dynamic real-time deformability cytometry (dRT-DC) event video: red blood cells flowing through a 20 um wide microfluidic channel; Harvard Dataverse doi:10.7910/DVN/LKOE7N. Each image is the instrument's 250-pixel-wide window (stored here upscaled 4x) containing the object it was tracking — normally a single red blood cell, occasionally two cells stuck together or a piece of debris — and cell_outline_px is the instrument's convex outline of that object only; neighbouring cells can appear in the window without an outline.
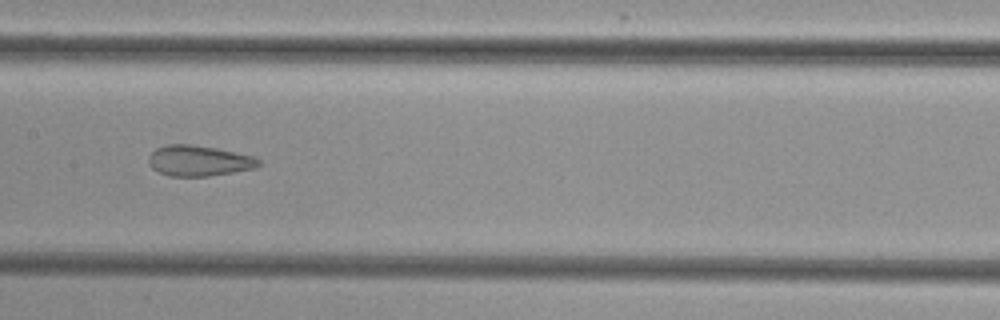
{"species": "common noctule bat (a hibernating species)", "species_latin": "Nyctalus noctula", "temperature_condition": "cold", "stored_images_in_passage": 6, "camera_frame_rate_fps": 3000, "um_per_image_px": 0.085, "animal": {"sex": "female", "body_mass_g": 29.2, "forearm_length_mm": 56.3}, "frame": {"image": 1, "passage_image": 4, "time_ms": 3.333, "image_size_px": [1000, 320], "cell_outline_px": [[260, 164], [256, 168], [208, 176], [168, 176], [152, 168], [148, 164], [148, 156], [156, 148], [168, 144], [188, 144], [216, 148], [256, 156], [260, 160]], "centroid_in_image_um": [16.9, 13.66], "position_along_channel_um": 190.5, "area_um2": 19.71}}
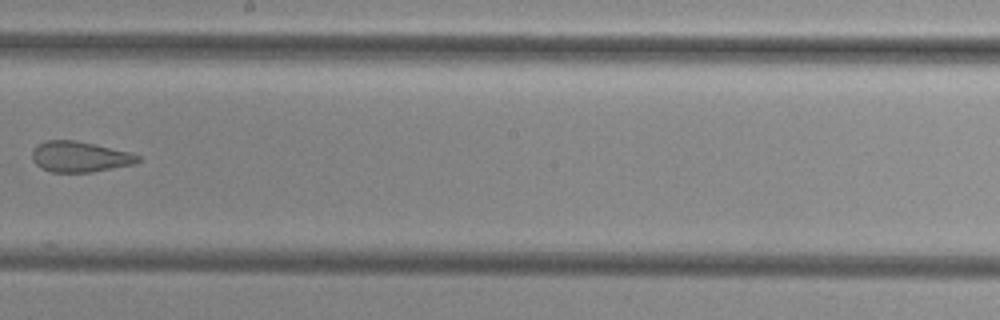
{"frame": {"image": 2, "passage_image": 5, "time_ms": 4.667, "image_size_px": [1000, 320], "cell_outline_px": [[140, 160], [136, 164], [92, 172], [52, 172], [40, 168], [32, 160], [32, 148], [36, 144], [44, 140], [76, 140], [96, 144], [132, 152], [140, 156]], "centroid_in_image_um": [6.78, 13.31], "position_along_channel_um": 241.4, "area_um2": 19.31}}
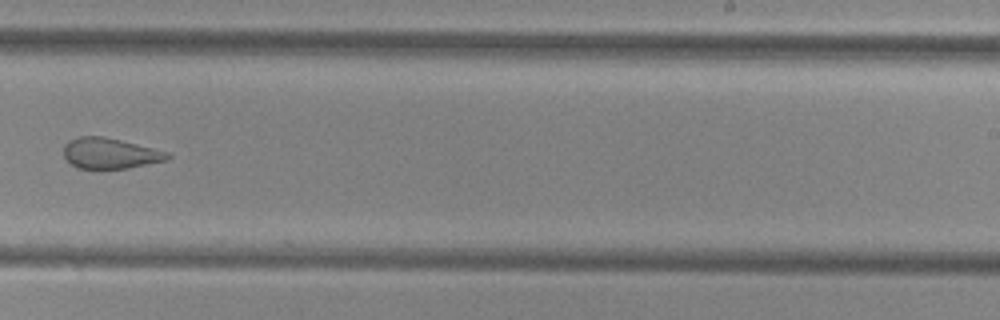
{"frame": {"image": 3, "passage_image": 6, "time_ms": 5.667, "image_size_px": [1000, 320], "cell_outline_px": [[172, 156], [168, 160], [128, 168], [76, 168], [64, 156], [64, 144], [68, 140], [80, 136], [104, 136], [168, 152]], "centroid_in_image_um": [9.35, 13.03], "position_along_channel_um": 279.7, "area_um2": 18.44}}